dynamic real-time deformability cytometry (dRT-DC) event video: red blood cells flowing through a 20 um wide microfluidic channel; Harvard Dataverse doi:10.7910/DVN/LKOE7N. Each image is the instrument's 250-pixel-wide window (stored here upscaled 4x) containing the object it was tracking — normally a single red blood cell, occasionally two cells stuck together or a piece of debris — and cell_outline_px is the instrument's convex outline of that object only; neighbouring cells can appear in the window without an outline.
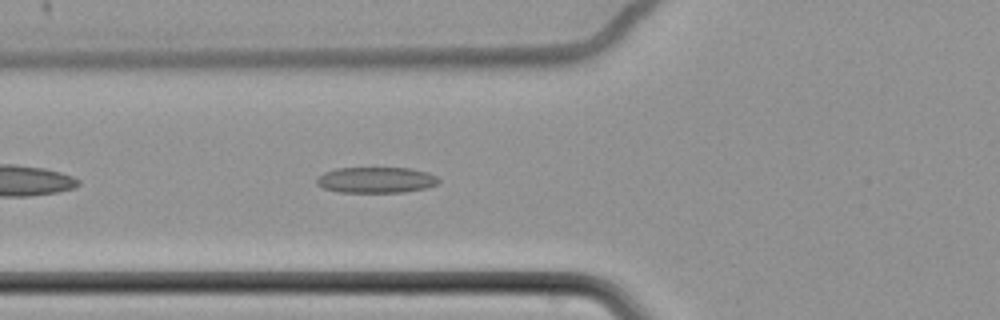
{"species": "common noctule bat (a hibernating species)", "species_latin": "Nyctalus noctula", "temperature_condition": "cold", "stored_images_in_passage": 4, "camera_frame_rate_fps": 3000, "um_per_image_px": 0.085, "animal": {"sex": "female", "body_mass_g": 22.7, "forearm_length_mm": 54.2}, "frame": {"image": 1, "passage_image": 4, "time_ms": 1.0, "image_size_px": [1000, 320], "cell_outline_px": [[440, 180], [436, 184], [428, 188], [404, 192], [340, 192], [324, 188], [316, 184], [316, 180], [324, 172], [336, 168], [412, 168], [428, 172], [436, 176]], "centroid_in_image_um": [31.99, 15.29], "position_along_channel_um": 93.8, "area_um2": 18.44}}